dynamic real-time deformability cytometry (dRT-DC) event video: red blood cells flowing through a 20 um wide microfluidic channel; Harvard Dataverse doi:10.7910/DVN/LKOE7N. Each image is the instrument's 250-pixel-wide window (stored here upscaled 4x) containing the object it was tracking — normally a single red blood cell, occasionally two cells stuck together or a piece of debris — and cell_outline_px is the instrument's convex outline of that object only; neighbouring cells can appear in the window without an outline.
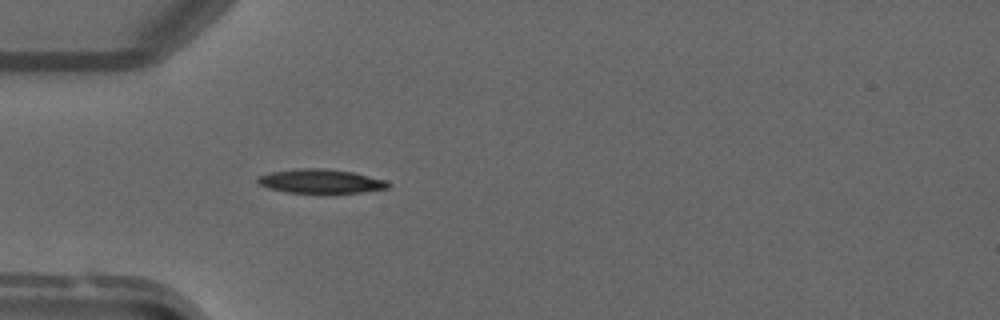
{"species": "common noctule bat (a hibernating species)", "species_latin": "Nyctalus noctula", "temperature_condition": "warm", "stored_images_in_passage": 4, "camera_frame_rate_fps": 3000, "um_per_image_px": 0.085, "animal": {"sex": "male", "forearm_length_mm": 52.5}, "frame": {"image": 1, "passage_image": 4, "time_ms": 3.333, "image_size_px": [1000, 320], "cell_outline_px": [[392, 184], [388, 188], [360, 192], [288, 192], [268, 188], [260, 184], [256, 180], [256, 176], [272, 172], [296, 168], [324, 168], [352, 172], [388, 180]], "centroid_in_image_um": [27.27, 15.38], "position_along_channel_um": 57.7, "area_um2": 18.15}}